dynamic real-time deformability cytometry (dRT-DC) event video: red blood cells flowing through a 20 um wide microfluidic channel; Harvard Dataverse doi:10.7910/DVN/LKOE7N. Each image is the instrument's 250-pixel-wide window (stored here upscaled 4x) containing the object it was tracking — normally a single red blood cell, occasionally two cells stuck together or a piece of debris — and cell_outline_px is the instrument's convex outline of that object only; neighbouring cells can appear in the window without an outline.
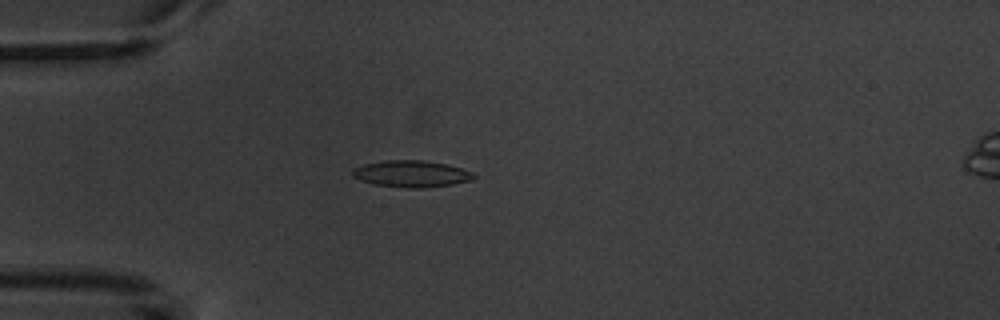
{"species": "common noctule bat (a hibernating species)", "species_latin": "Nyctalus noctula", "temperature_condition": "warm", "stored_images_in_passage": 3, "camera_frame_rate_fps": 3000, "um_per_image_px": 0.085, "animal": {"sex": "male", "body_mass_g": 20.1, "forearm_length_mm": 53.5}, "frame": {"image": 1, "passage_image": 2, "time_ms": 1.333, "image_size_px": [1000, 320], "cell_outline_px": [[476, 176], [472, 180], [452, 184], [420, 188], [408, 188], [372, 184], [360, 180], [352, 176], [352, 168], [364, 164], [388, 160], [420, 160], [444, 164], [460, 168], [472, 172]], "centroid_in_image_um": [34.92, 14.78], "position_along_channel_um": 50.1, "area_um2": 18.67}}